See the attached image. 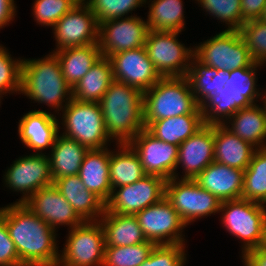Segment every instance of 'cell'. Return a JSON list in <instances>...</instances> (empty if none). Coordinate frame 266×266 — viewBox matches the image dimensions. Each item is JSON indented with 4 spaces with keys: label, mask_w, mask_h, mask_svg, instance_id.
Listing matches in <instances>:
<instances>
[{
    "label": "cell",
    "mask_w": 266,
    "mask_h": 266,
    "mask_svg": "<svg viewBox=\"0 0 266 266\" xmlns=\"http://www.w3.org/2000/svg\"><path fill=\"white\" fill-rule=\"evenodd\" d=\"M3 95H4V93L0 92V106H1V102H2L1 100L3 99L2 97H4Z\"/></svg>",
    "instance_id": "obj_50"
},
{
    "label": "cell",
    "mask_w": 266,
    "mask_h": 266,
    "mask_svg": "<svg viewBox=\"0 0 266 266\" xmlns=\"http://www.w3.org/2000/svg\"><path fill=\"white\" fill-rule=\"evenodd\" d=\"M223 125L256 149L266 147V112L263 105L242 108Z\"/></svg>",
    "instance_id": "obj_26"
},
{
    "label": "cell",
    "mask_w": 266,
    "mask_h": 266,
    "mask_svg": "<svg viewBox=\"0 0 266 266\" xmlns=\"http://www.w3.org/2000/svg\"><path fill=\"white\" fill-rule=\"evenodd\" d=\"M146 3L149 8L146 18L149 30L166 32L184 31L186 24L184 21L183 0H145Z\"/></svg>",
    "instance_id": "obj_33"
},
{
    "label": "cell",
    "mask_w": 266,
    "mask_h": 266,
    "mask_svg": "<svg viewBox=\"0 0 266 266\" xmlns=\"http://www.w3.org/2000/svg\"><path fill=\"white\" fill-rule=\"evenodd\" d=\"M53 184L83 221H98L104 214L106 203L86 189L78 174L56 179Z\"/></svg>",
    "instance_id": "obj_23"
},
{
    "label": "cell",
    "mask_w": 266,
    "mask_h": 266,
    "mask_svg": "<svg viewBox=\"0 0 266 266\" xmlns=\"http://www.w3.org/2000/svg\"><path fill=\"white\" fill-rule=\"evenodd\" d=\"M181 32L149 30L145 48L149 59L162 77H184L194 56V48L179 41Z\"/></svg>",
    "instance_id": "obj_10"
},
{
    "label": "cell",
    "mask_w": 266,
    "mask_h": 266,
    "mask_svg": "<svg viewBox=\"0 0 266 266\" xmlns=\"http://www.w3.org/2000/svg\"><path fill=\"white\" fill-rule=\"evenodd\" d=\"M222 226L241 244V255L262 245L266 205L246 199L222 201L220 205Z\"/></svg>",
    "instance_id": "obj_7"
},
{
    "label": "cell",
    "mask_w": 266,
    "mask_h": 266,
    "mask_svg": "<svg viewBox=\"0 0 266 266\" xmlns=\"http://www.w3.org/2000/svg\"><path fill=\"white\" fill-rule=\"evenodd\" d=\"M97 18L98 23L127 17L129 13L144 7L145 0H84Z\"/></svg>",
    "instance_id": "obj_38"
},
{
    "label": "cell",
    "mask_w": 266,
    "mask_h": 266,
    "mask_svg": "<svg viewBox=\"0 0 266 266\" xmlns=\"http://www.w3.org/2000/svg\"><path fill=\"white\" fill-rule=\"evenodd\" d=\"M149 29L146 20L135 14L99 23V48L103 57L141 48Z\"/></svg>",
    "instance_id": "obj_15"
},
{
    "label": "cell",
    "mask_w": 266,
    "mask_h": 266,
    "mask_svg": "<svg viewBox=\"0 0 266 266\" xmlns=\"http://www.w3.org/2000/svg\"><path fill=\"white\" fill-rule=\"evenodd\" d=\"M262 64L254 63L229 71L223 90L215 91L201 105L204 124H224L233 114L242 108L250 107L261 100L262 91L257 89V70Z\"/></svg>",
    "instance_id": "obj_4"
},
{
    "label": "cell",
    "mask_w": 266,
    "mask_h": 266,
    "mask_svg": "<svg viewBox=\"0 0 266 266\" xmlns=\"http://www.w3.org/2000/svg\"><path fill=\"white\" fill-rule=\"evenodd\" d=\"M56 55L64 79L73 88L94 63L102 56L99 44L70 47L53 51Z\"/></svg>",
    "instance_id": "obj_30"
},
{
    "label": "cell",
    "mask_w": 266,
    "mask_h": 266,
    "mask_svg": "<svg viewBox=\"0 0 266 266\" xmlns=\"http://www.w3.org/2000/svg\"><path fill=\"white\" fill-rule=\"evenodd\" d=\"M110 150L109 177L112 190L139 181L146 174L136 152L128 143ZM116 150V151H115Z\"/></svg>",
    "instance_id": "obj_32"
},
{
    "label": "cell",
    "mask_w": 266,
    "mask_h": 266,
    "mask_svg": "<svg viewBox=\"0 0 266 266\" xmlns=\"http://www.w3.org/2000/svg\"><path fill=\"white\" fill-rule=\"evenodd\" d=\"M265 4L266 0H241V24L259 19Z\"/></svg>",
    "instance_id": "obj_44"
},
{
    "label": "cell",
    "mask_w": 266,
    "mask_h": 266,
    "mask_svg": "<svg viewBox=\"0 0 266 266\" xmlns=\"http://www.w3.org/2000/svg\"><path fill=\"white\" fill-rule=\"evenodd\" d=\"M0 266H24L6 227L5 206L0 207Z\"/></svg>",
    "instance_id": "obj_43"
},
{
    "label": "cell",
    "mask_w": 266,
    "mask_h": 266,
    "mask_svg": "<svg viewBox=\"0 0 266 266\" xmlns=\"http://www.w3.org/2000/svg\"><path fill=\"white\" fill-rule=\"evenodd\" d=\"M214 161V124H205L179 145L176 170L182 167L181 179L194 180Z\"/></svg>",
    "instance_id": "obj_20"
},
{
    "label": "cell",
    "mask_w": 266,
    "mask_h": 266,
    "mask_svg": "<svg viewBox=\"0 0 266 266\" xmlns=\"http://www.w3.org/2000/svg\"><path fill=\"white\" fill-rule=\"evenodd\" d=\"M207 15L220 20L227 30H239L241 24V0H195Z\"/></svg>",
    "instance_id": "obj_37"
},
{
    "label": "cell",
    "mask_w": 266,
    "mask_h": 266,
    "mask_svg": "<svg viewBox=\"0 0 266 266\" xmlns=\"http://www.w3.org/2000/svg\"><path fill=\"white\" fill-rule=\"evenodd\" d=\"M256 148L233 134L223 124H214V161L245 170Z\"/></svg>",
    "instance_id": "obj_25"
},
{
    "label": "cell",
    "mask_w": 266,
    "mask_h": 266,
    "mask_svg": "<svg viewBox=\"0 0 266 266\" xmlns=\"http://www.w3.org/2000/svg\"><path fill=\"white\" fill-rule=\"evenodd\" d=\"M110 149H89L78 172L86 189L95 193L105 203L112 194L109 177Z\"/></svg>",
    "instance_id": "obj_24"
},
{
    "label": "cell",
    "mask_w": 266,
    "mask_h": 266,
    "mask_svg": "<svg viewBox=\"0 0 266 266\" xmlns=\"http://www.w3.org/2000/svg\"><path fill=\"white\" fill-rule=\"evenodd\" d=\"M113 81L111 62L101 56L72 88V98L80 102L99 103Z\"/></svg>",
    "instance_id": "obj_31"
},
{
    "label": "cell",
    "mask_w": 266,
    "mask_h": 266,
    "mask_svg": "<svg viewBox=\"0 0 266 266\" xmlns=\"http://www.w3.org/2000/svg\"><path fill=\"white\" fill-rule=\"evenodd\" d=\"M105 237V246H131L147 241L135 215L105 211L99 219Z\"/></svg>",
    "instance_id": "obj_29"
},
{
    "label": "cell",
    "mask_w": 266,
    "mask_h": 266,
    "mask_svg": "<svg viewBox=\"0 0 266 266\" xmlns=\"http://www.w3.org/2000/svg\"><path fill=\"white\" fill-rule=\"evenodd\" d=\"M99 103L107 134L115 144L129 143L145 128L139 89L114 80Z\"/></svg>",
    "instance_id": "obj_2"
},
{
    "label": "cell",
    "mask_w": 266,
    "mask_h": 266,
    "mask_svg": "<svg viewBox=\"0 0 266 266\" xmlns=\"http://www.w3.org/2000/svg\"><path fill=\"white\" fill-rule=\"evenodd\" d=\"M17 7L14 0H0V29L15 20Z\"/></svg>",
    "instance_id": "obj_46"
},
{
    "label": "cell",
    "mask_w": 266,
    "mask_h": 266,
    "mask_svg": "<svg viewBox=\"0 0 266 266\" xmlns=\"http://www.w3.org/2000/svg\"><path fill=\"white\" fill-rule=\"evenodd\" d=\"M128 144L138 155L145 174L160 176L166 181L173 177L179 179L176 171L179 146L157 139L146 128Z\"/></svg>",
    "instance_id": "obj_16"
},
{
    "label": "cell",
    "mask_w": 266,
    "mask_h": 266,
    "mask_svg": "<svg viewBox=\"0 0 266 266\" xmlns=\"http://www.w3.org/2000/svg\"><path fill=\"white\" fill-rule=\"evenodd\" d=\"M144 121H158L184 114H202L184 77H162L143 93Z\"/></svg>",
    "instance_id": "obj_5"
},
{
    "label": "cell",
    "mask_w": 266,
    "mask_h": 266,
    "mask_svg": "<svg viewBox=\"0 0 266 266\" xmlns=\"http://www.w3.org/2000/svg\"><path fill=\"white\" fill-rule=\"evenodd\" d=\"M155 245L147 240L131 246H105L103 266H140Z\"/></svg>",
    "instance_id": "obj_36"
},
{
    "label": "cell",
    "mask_w": 266,
    "mask_h": 266,
    "mask_svg": "<svg viewBox=\"0 0 266 266\" xmlns=\"http://www.w3.org/2000/svg\"><path fill=\"white\" fill-rule=\"evenodd\" d=\"M89 149L76 140L58 134L49 153L53 182L56 179L76 175Z\"/></svg>",
    "instance_id": "obj_27"
},
{
    "label": "cell",
    "mask_w": 266,
    "mask_h": 266,
    "mask_svg": "<svg viewBox=\"0 0 266 266\" xmlns=\"http://www.w3.org/2000/svg\"><path fill=\"white\" fill-rule=\"evenodd\" d=\"M165 197L186 225L220 213L221 201L195 180L171 178L166 181Z\"/></svg>",
    "instance_id": "obj_11"
},
{
    "label": "cell",
    "mask_w": 266,
    "mask_h": 266,
    "mask_svg": "<svg viewBox=\"0 0 266 266\" xmlns=\"http://www.w3.org/2000/svg\"><path fill=\"white\" fill-rule=\"evenodd\" d=\"M242 199L266 205V147L255 150L244 170Z\"/></svg>",
    "instance_id": "obj_35"
},
{
    "label": "cell",
    "mask_w": 266,
    "mask_h": 266,
    "mask_svg": "<svg viewBox=\"0 0 266 266\" xmlns=\"http://www.w3.org/2000/svg\"><path fill=\"white\" fill-rule=\"evenodd\" d=\"M262 246L266 247V219H265V224H264V239L262 242Z\"/></svg>",
    "instance_id": "obj_49"
},
{
    "label": "cell",
    "mask_w": 266,
    "mask_h": 266,
    "mask_svg": "<svg viewBox=\"0 0 266 266\" xmlns=\"http://www.w3.org/2000/svg\"><path fill=\"white\" fill-rule=\"evenodd\" d=\"M239 32L253 61L266 64V22L260 19L245 21Z\"/></svg>",
    "instance_id": "obj_39"
},
{
    "label": "cell",
    "mask_w": 266,
    "mask_h": 266,
    "mask_svg": "<svg viewBox=\"0 0 266 266\" xmlns=\"http://www.w3.org/2000/svg\"><path fill=\"white\" fill-rule=\"evenodd\" d=\"M265 95H264V94ZM262 93V97H261V101H263V103L261 105H263L265 112H266V90ZM264 96V97H263Z\"/></svg>",
    "instance_id": "obj_48"
},
{
    "label": "cell",
    "mask_w": 266,
    "mask_h": 266,
    "mask_svg": "<svg viewBox=\"0 0 266 266\" xmlns=\"http://www.w3.org/2000/svg\"><path fill=\"white\" fill-rule=\"evenodd\" d=\"M259 19L264 21V22H266V4H265V6L263 8V11H262L261 16H260Z\"/></svg>",
    "instance_id": "obj_47"
},
{
    "label": "cell",
    "mask_w": 266,
    "mask_h": 266,
    "mask_svg": "<svg viewBox=\"0 0 266 266\" xmlns=\"http://www.w3.org/2000/svg\"><path fill=\"white\" fill-rule=\"evenodd\" d=\"M52 112L45 110H31L25 113L18 122L20 141L34 154H45L50 149L60 133L59 120Z\"/></svg>",
    "instance_id": "obj_21"
},
{
    "label": "cell",
    "mask_w": 266,
    "mask_h": 266,
    "mask_svg": "<svg viewBox=\"0 0 266 266\" xmlns=\"http://www.w3.org/2000/svg\"><path fill=\"white\" fill-rule=\"evenodd\" d=\"M23 59L14 58L7 48L0 45V92L20 94Z\"/></svg>",
    "instance_id": "obj_41"
},
{
    "label": "cell",
    "mask_w": 266,
    "mask_h": 266,
    "mask_svg": "<svg viewBox=\"0 0 266 266\" xmlns=\"http://www.w3.org/2000/svg\"><path fill=\"white\" fill-rule=\"evenodd\" d=\"M186 244L155 245L148 258L140 266H184Z\"/></svg>",
    "instance_id": "obj_42"
},
{
    "label": "cell",
    "mask_w": 266,
    "mask_h": 266,
    "mask_svg": "<svg viewBox=\"0 0 266 266\" xmlns=\"http://www.w3.org/2000/svg\"><path fill=\"white\" fill-rule=\"evenodd\" d=\"M57 266H103L104 230L100 221H84L68 230Z\"/></svg>",
    "instance_id": "obj_9"
},
{
    "label": "cell",
    "mask_w": 266,
    "mask_h": 266,
    "mask_svg": "<svg viewBox=\"0 0 266 266\" xmlns=\"http://www.w3.org/2000/svg\"><path fill=\"white\" fill-rule=\"evenodd\" d=\"M244 266H266V247L262 245L258 248L245 252L242 256Z\"/></svg>",
    "instance_id": "obj_45"
},
{
    "label": "cell",
    "mask_w": 266,
    "mask_h": 266,
    "mask_svg": "<svg viewBox=\"0 0 266 266\" xmlns=\"http://www.w3.org/2000/svg\"><path fill=\"white\" fill-rule=\"evenodd\" d=\"M5 221L24 266H57L60 254L57 231L22 203L5 206Z\"/></svg>",
    "instance_id": "obj_1"
},
{
    "label": "cell",
    "mask_w": 266,
    "mask_h": 266,
    "mask_svg": "<svg viewBox=\"0 0 266 266\" xmlns=\"http://www.w3.org/2000/svg\"><path fill=\"white\" fill-rule=\"evenodd\" d=\"M52 30L56 41L53 51L98 44L99 41V23L84 1L67 12Z\"/></svg>",
    "instance_id": "obj_17"
},
{
    "label": "cell",
    "mask_w": 266,
    "mask_h": 266,
    "mask_svg": "<svg viewBox=\"0 0 266 266\" xmlns=\"http://www.w3.org/2000/svg\"><path fill=\"white\" fill-rule=\"evenodd\" d=\"M109 60L113 79L137 88L142 93L162 78L149 59L145 46L115 53L109 57Z\"/></svg>",
    "instance_id": "obj_18"
},
{
    "label": "cell",
    "mask_w": 266,
    "mask_h": 266,
    "mask_svg": "<svg viewBox=\"0 0 266 266\" xmlns=\"http://www.w3.org/2000/svg\"><path fill=\"white\" fill-rule=\"evenodd\" d=\"M193 48L194 57L200 63L217 70L231 71L250 67L255 63L239 30H222Z\"/></svg>",
    "instance_id": "obj_8"
},
{
    "label": "cell",
    "mask_w": 266,
    "mask_h": 266,
    "mask_svg": "<svg viewBox=\"0 0 266 266\" xmlns=\"http://www.w3.org/2000/svg\"><path fill=\"white\" fill-rule=\"evenodd\" d=\"M166 180L156 175H145L139 181L114 188L106 202L105 211L136 215L165 197Z\"/></svg>",
    "instance_id": "obj_14"
},
{
    "label": "cell",
    "mask_w": 266,
    "mask_h": 266,
    "mask_svg": "<svg viewBox=\"0 0 266 266\" xmlns=\"http://www.w3.org/2000/svg\"><path fill=\"white\" fill-rule=\"evenodd\" d=\"M186 77L199 105L215 91L223 90L227 80L230 79L229 71L207 66L200 63L194 56Z\"/></svg>",
    "instance_id": "obj_34"
},
{
    "label": "cell",
    "mask_w": 266,
    "mask_h": 266,
    "mask_svg": "<svg viewBox=\"0 0 266 266\" xmlns=\"http://www.w3.org/2000/svg\"><path fill=\"white\" fill-rule=\"evenodd\" d=\"M80 2L81 0H35L32 4L33 18L41 26L53 27Z\"/></svg>",
    "instance_id": "obj_40"
},
{
    "label": "cell",
    "mask_w": 266,
    "mask_h": 266,
    "mask_svg": "<svg viewBox=\"0 0 266 266\" xmlns=\"http://www.w3.org/2000/svg\"><path fill=\"white\" fill-rule=\"evenodd\" d=\"M144 124L157 139L176 146L205 125L203 114H184L158 121H144Z\"/></svg>",
    "instance_id": "obj_28"
},
{
    "label": "cell",
    "mask_w": 266,
    "mask_h": 266,
    "mask_svg": "<svg viewBox=\"0 0 266 266\" xmlns=\"http://www.w3.org/2000/svg\"><path fill=\"white\" fill-rule=\"evenodd\" d=\"M24 205L57 232L60 226L72 229L84 222L54 184L36 191Z\"/></svg>",
    "instance_id": "obj_19"
},
{
    "label": "cell",
    "mask_w": 266,
    "mask_h": 266,
    "mask_svg": "<svg viewBox=\"0 0 266 266\" xmlns=\"http://www.w3.org/2000/svg\"><path fill=\"white\" fill-rule=\"evenodd\" d=\"M59 115L62 118H58L62 120L59 121V125L63 126L62 134L88 149H101L112 143L105 128L100 103L80 102L72 98Z\"/></svg>",
    "instance_id": "obj_6"
},
{
    "label": "cell",
    "mask_w": 266,
    "mask_h": 266,
    "mask_svg": "<svg viewBox=\"0 0 266 266\" xmlns=\"http://www.w3.org/2000/svg\"><path fill=\"white\" fill-rule=\"evenodd\" d=\"M2 177L7 189L22 194L21 198L13 203L24 204L39 189L53 185L50 162L46 153H31L16 158Z\"/></svg>",
    "instance_id": "obj_12"
},
{
    "label": "cell",
    "mask_w": 266,
    "mask_h": 266,
    "mask_svg": "<svg viewBox=\"0 0 266 266\" xmlns=\"http://www.w3.org/2000/svg\"><path fill=\"white\" fill-rule=\"evenodd\" d=\"M22 59L20 94L36 103L46 104L58 116L71 101L72 88L62 75L56 55L51 51L38 59Z\"/></svg>",
    "instance_id": "obj_3"
},
{
    "label": "cell",
    "mask_w": 266,
    "mask_h": 266,
    "mask_svg": "<svg viewBox=\"0 0 266 266\" xmlns=\"http://www.w3.org/2000/svg\"><path fill=\"white\" fill-rule=\"evenodd\" d=\"M145 238L156 245L185 244L184 228L188 227L172 204L164 197L135 215ZM186 240V241H185Z\"/></svg>",
    "instance_id": "obj_13"
},
{
    "label": "cell",
    "mask_w": 266,
    "mask_h": 266,
    "mask_svg": "<svg viewBox=\"0 0 266 266\" xmlns=\"http://www.w3.org/2000/svg\"><path fill=\"white\" fill-rule=\"evenodd\" d=\"M194 180L221 202L242 198L244 170L213 161Z\"/></svg>",
    "instance_id": "obj_22"
}]
</instances>
